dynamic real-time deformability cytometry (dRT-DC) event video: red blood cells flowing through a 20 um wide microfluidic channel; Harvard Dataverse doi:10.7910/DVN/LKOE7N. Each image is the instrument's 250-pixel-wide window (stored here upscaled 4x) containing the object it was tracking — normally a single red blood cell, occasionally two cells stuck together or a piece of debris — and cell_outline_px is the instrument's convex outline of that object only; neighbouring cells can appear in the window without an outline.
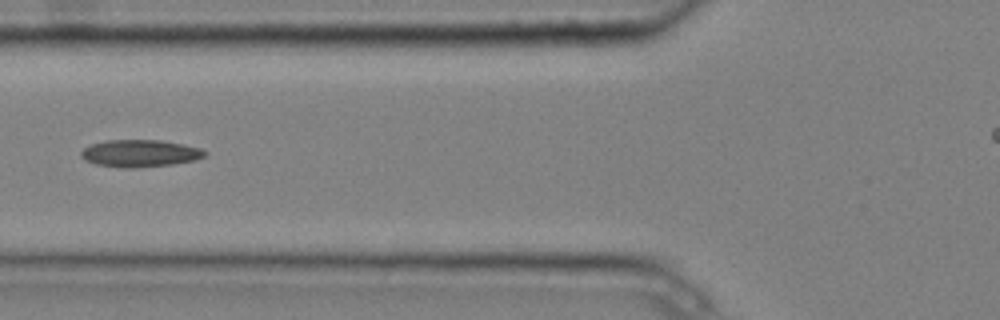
{"species": "common noctule bat (a hibernating species)", "species_latin": "Nyctalus noctula", "temperature_condition": "cold", "stored_images_in_passage": 8, "camera_frame_rate_fps": 3000, "um_per_image_px": 0.085, "animal": {"sex": "male", "body_mass_g": 20.4}, "frame": {"image": 1, "passage_image": 5, "time_ms": 1.333, "image_size_px": [1000, 320], "cell_outline_px": [[208, 152], [204, 156], [196, 160], [172, 164], [132, 168], [120, 168], [96, 164], [84, 160], [80, 156], [80, 152], [84, 148], [92, 144], [108, 140], [160, 140], [184, 144], [200, 148]], "centroid_in_image_um": [11.89, 13.03], "position_along_channel_um": 113.9, "area_um2": 19.65}}
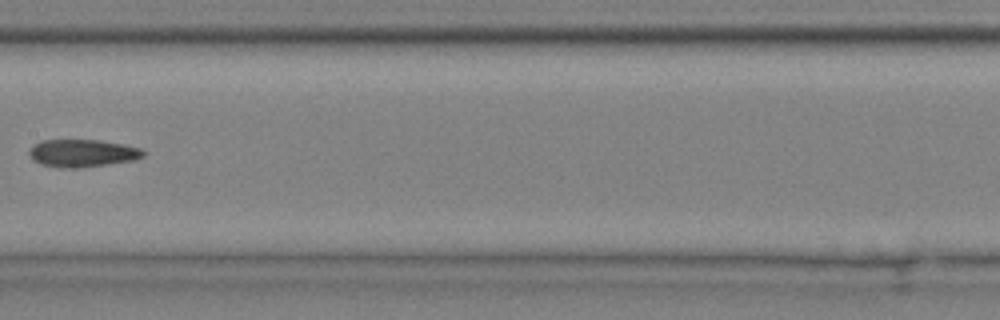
{"frame": {"image": 2, "passage_image": 7, "time_ms": 2.0, "image_size_px": [1000, 320], "cell_outline_px": [[144, 156], [132, 160], [80, 168], [64, 168], [40, 164], [32, 160], [28, 152], [32, 144], [40, 140], [100, 140], [124, 144], [140, 148], [144, 152]], "centroid_in_image_um": [6.95, 13.01], "position_along_channel_um": 200.5, "area_um2": 18.38}}
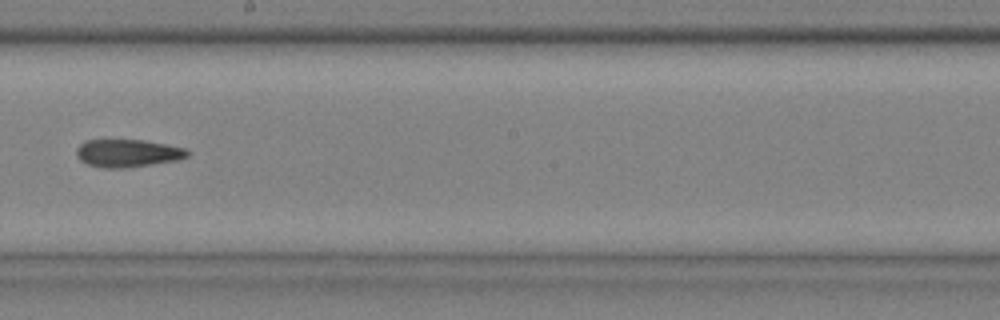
{"frame": {"image": 3, "passage_image": 8, "time_ms": 2.333, "image_size_px": [1000, 320], "cell_outline_px": [[192, 152], [188, 156], [176, 160], [128, 168], [100, 168], [88, 164], [80, 160], [76, 156], [76, 148], [84, 140], [144, 140], [188, 148]], "centroid_in_image_um": [10.86, 13.02], "position_along_channel_um": 237.3, "area_um2": 18.21}}